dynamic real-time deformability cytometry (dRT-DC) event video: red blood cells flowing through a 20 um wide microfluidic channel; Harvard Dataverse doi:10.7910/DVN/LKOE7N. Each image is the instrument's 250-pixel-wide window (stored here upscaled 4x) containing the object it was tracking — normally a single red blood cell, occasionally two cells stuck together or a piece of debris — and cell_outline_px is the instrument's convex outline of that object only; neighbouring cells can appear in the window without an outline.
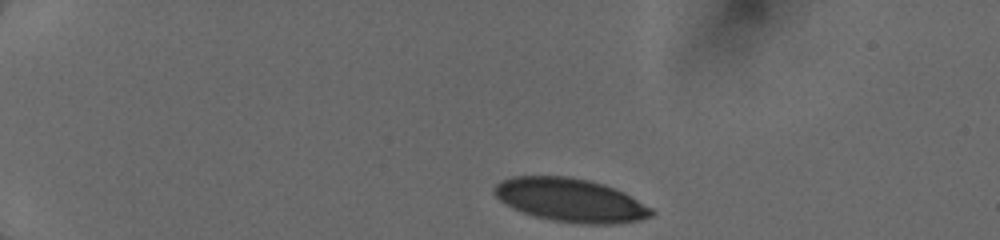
{"species": "human", "species_latin": "Homo sapiens", "temperature_condition": "cold", "stored_images_in_passage": 30, "camera_frame_rate_fps": 3000, "um_per_image_px": 0.085, "donor": {"sex": "female"}, "frame": {"image": 1, "passage_image": 1, "time_ms": 0.0, "image_size_px": [1000, 240], "cell_outline_px": [[656, 212], [652, 216], [640, 220], [616, 224], [584, 224], [552, 220], [536, 216], [524, 212], [500, 200], [496, 196], [496, 184], [500, 180], [512, 176], [568, 176], [588, 180], [604, 184], [624, 192], [652, 208]], "centroid_in_image_um": [48.55, 17.01], "position_along_channel_um": 36.4, "area_um2": 39.54}}
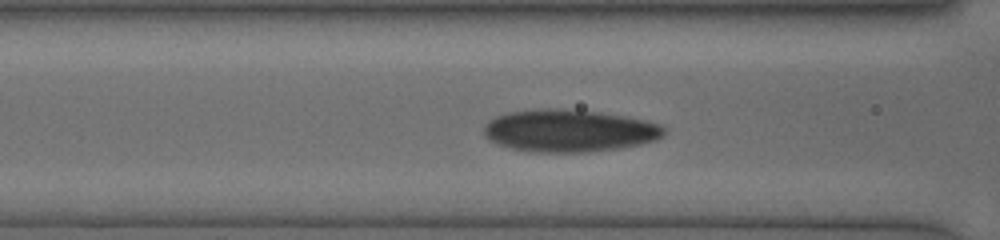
{"frame": {"image": 2, "passage_image": 23, "time_ms": 4.0, "image_size_px": [1000, 240], "cell_outline_px": [[668, 128], [664, 136], [656, 140], [640, 144], [620, 148], [588, 152], [532, 152], [512, 148], [488, 140], [484, 136], [484, 124], [488, 120], [496, 116], [508, 112], [544, 108], [560, 108], [600, 112], [644, 120], [660, 124]], "centroid_in_image_um": [48.39, 11.11], "position_along_channel_um": 118.2, "area_um2": 44.74}}
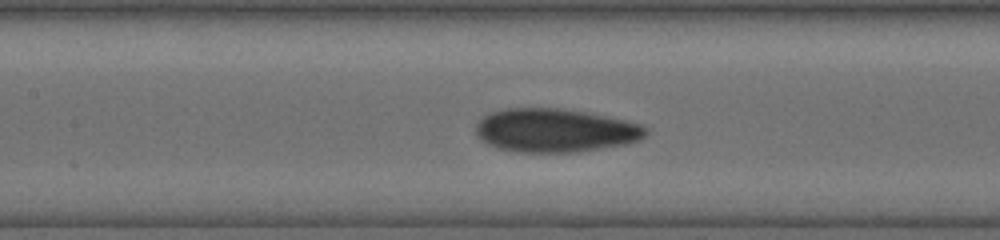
{"frame": {"image": 3, "passage_image": 27, "time_ms": 5.0, "image_size_px": [1000, 240], "cell_outline_px": [[648, 132], [640, 140], [628, 144], [576, 152], [520, 152], [500, 148], [488, 144], [476, 132], [476, 124], [484, 116], [492, 112], [504, 108], [560, 108], [584, 112], [624, 120], [640, 124], [648, 128]], "centroid_in_image_um": [47.22, 11.08], "position_along_channel_um": 160.2, "area_um2": 42.83}}